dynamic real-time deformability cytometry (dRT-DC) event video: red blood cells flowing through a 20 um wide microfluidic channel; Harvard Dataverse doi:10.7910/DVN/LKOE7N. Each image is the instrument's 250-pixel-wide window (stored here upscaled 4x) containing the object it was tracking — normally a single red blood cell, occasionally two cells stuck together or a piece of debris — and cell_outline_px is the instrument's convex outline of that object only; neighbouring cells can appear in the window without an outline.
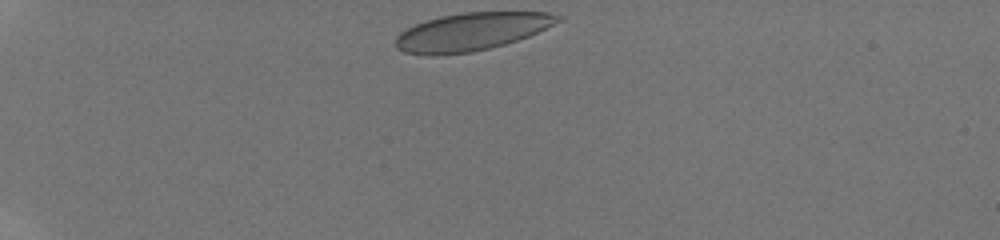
{"species": "human", "species_latin": "Homo sapiens", "temperature_condition": "room temperature", "stored_images_in_passage": 8, "camera_frame_rate_fps": 3000, "um_per_image_px": 0.085, "donor": {"sex": "male"}, "frame": {"image": 1, "passage_image": 1, "time_ms": 0.0, "image_size_px": [1000, 240], "cell_outline_px": [[564, 20], [528, 36], [504, 44], [472, 52], [436, 56], [432, 56], [404, 52], [396, 48], [396, 36], [400, 32], [416, 24], [440, 16], [464, 12], [548, 12], [564, 16]], "centroid_in_image_um": [40.1, 2.69], "position_along_channel_um": 44.9, "area_um2": 35.78}}
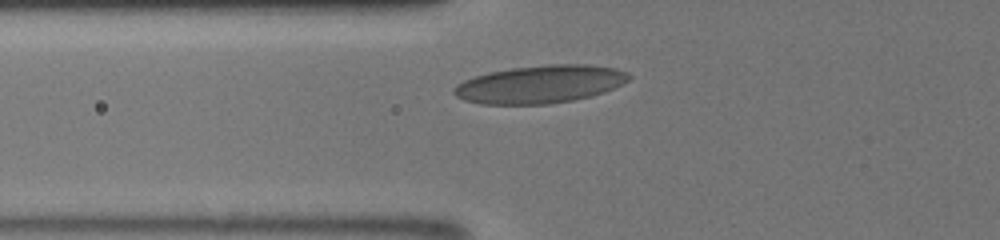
{"frame": {"image": 2, "passage_image": 6, "time_ms": 2.333, "image_size_px": [1000, 240], "cell_outline_px": [[632, 76], [628, 80], [604, 92], [592, 96], [572, 100], [548, 104], [480, 104], [464, 100], [456, 96], [452, 92], [452, 88], [456, 84], [464, 80], [488, 72], [512, 68], [548, 64], [588, 64], [616, 68], [628, 72]], "centroid_in_image_um": [45.89, 7.15], "position_along_channel_um": 79.9, "area_um2": 38.67}}
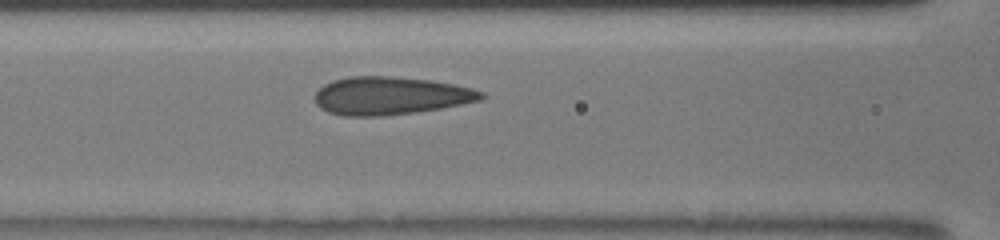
{"frame": {"image": 3, "passage_image": 8, "time_ms": 3.667, "image_size_px": [1000, 240], "cell_outline_px": [[484, 96], [480, 100], [440, 108], [416, 112], [384, 116], [344, 116], [328, 112], [320, 108], [316, 104], [316, 92], [324, 84], [332, 80], [348, 76], [392, 76], [428, 80], [452, 84], [472, 88], [484, 92]], "centroid_in_image_um": [33.15, 8.14], "position_along_channel_um": 133.5, "area_um2": 36.7}}